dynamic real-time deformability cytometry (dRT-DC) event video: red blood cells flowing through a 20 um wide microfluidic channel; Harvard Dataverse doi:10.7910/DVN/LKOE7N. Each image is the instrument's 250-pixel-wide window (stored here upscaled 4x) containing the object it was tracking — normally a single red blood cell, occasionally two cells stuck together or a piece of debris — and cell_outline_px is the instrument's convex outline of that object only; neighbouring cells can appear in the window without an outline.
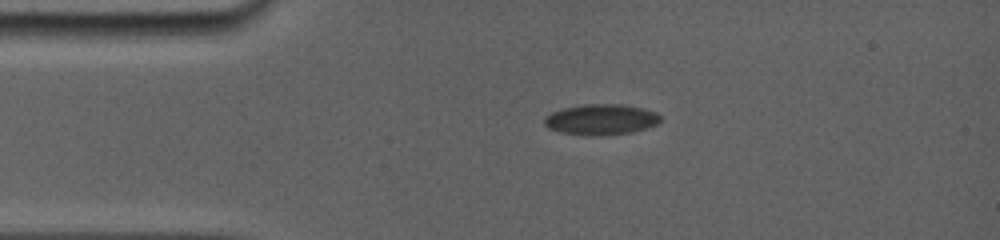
{"species": "common noctule bat (a hibernating species)", "species_latin": "Nyctalus noctula", "temperature_condition": "room temperature", "stored_images_in_passage": 2, "camera_frame_rate_fps": 5000, "um_per_image_px": 0.085, "animal": {"sex": "female", "body_mass_g": 19.0, "forearm_length_mm": 56.7}, "frame": {"image": 1, "passage_image": 1, "time_ms": 0.0, "image_size_px": [1000, 240], "cell_outline_px": [[660, 120], [656, 124], [632, 132], [592, 136], [588, 136], [560, 132], [548, 128], [544, 124], [544, 116], [552, 112], [564, 108], [584, 104], [620, 104], [644, 108], [656, 112], [660, 116]], "centroid_in_image_um": [51.05, 10.15], "position_along_channel_um": 33.9, "area_um2": 20.69}}